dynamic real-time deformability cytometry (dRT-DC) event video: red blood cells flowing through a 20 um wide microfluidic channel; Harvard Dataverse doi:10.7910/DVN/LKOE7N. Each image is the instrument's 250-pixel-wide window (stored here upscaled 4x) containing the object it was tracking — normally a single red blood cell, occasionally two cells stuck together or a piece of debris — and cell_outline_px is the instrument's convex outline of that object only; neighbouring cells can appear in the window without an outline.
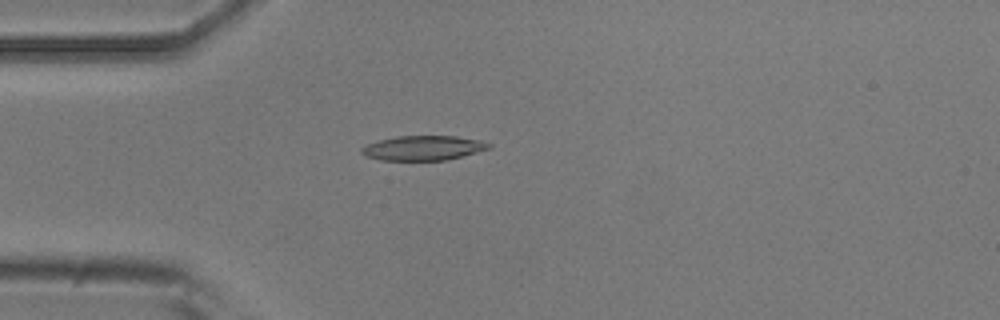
{"species": "common noctule bat (a hibernating species)", "species_latin": "Nyctalus noctula", "temperature_condition": "room temperature", "stored_images_in_passage": 4, "camera_frame_rate_fps": 3000, "um_per_image_px": 0.085, "animal": {"sex": "male", "body_mass_g": 20.5, "forearm_length_mm": 52.5}, "frame": {"image": 1, "passage_image": 4, "time_ms": 3.667, "image_size_px": [1000, 320], "cell_outline_px": [[492, 148], [448, 160], [380, 160], [364, 156], [360, 152], [360, 148], [368, 144], [380, 140], [396, 136], [456, 136], [480, 140], [492, 144]], "centroid_in_image_um": [35.99, 12.58], "position_along_channel_um": 49.0, "area_um2": 18.38}}